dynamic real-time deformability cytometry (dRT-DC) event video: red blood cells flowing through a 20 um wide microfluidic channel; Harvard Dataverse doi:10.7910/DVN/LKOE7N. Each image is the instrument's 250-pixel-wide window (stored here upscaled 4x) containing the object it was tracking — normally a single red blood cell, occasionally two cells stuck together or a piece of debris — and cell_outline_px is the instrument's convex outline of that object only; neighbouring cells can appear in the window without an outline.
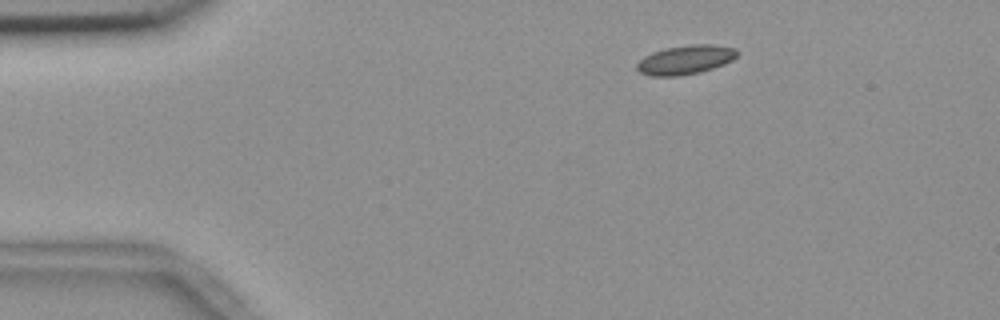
{"species": "common noctule bat (a hibernating species)", "species_latin": "Nyctalus noctula", "temperature_condition": "room temperature", "stored_images_in_passage": 5, "camera_frame_rate_fps": 3000, "um_per_image_px": 0.085, "animal": {"sex": "female", "body_mass_g": 18.4}, "frame": {"image": 1, "passage_image": 5, "time_ms": 1.333, "image_size_px": [1000, 320], "cell_outline_px": [[740, 52], [732, 60], [724, 64], [700, 72], [680, 76], [652, 76], [640, 72], [636, 68], [636, 64], [644, 56], [652, 52], [664, 48], [692, 44], [716, 44], [736, 48]], "centroid_in_image_um": [58.28, 5.07], "position_along_channel_um": 26.7, "area_um2": 17.17}}